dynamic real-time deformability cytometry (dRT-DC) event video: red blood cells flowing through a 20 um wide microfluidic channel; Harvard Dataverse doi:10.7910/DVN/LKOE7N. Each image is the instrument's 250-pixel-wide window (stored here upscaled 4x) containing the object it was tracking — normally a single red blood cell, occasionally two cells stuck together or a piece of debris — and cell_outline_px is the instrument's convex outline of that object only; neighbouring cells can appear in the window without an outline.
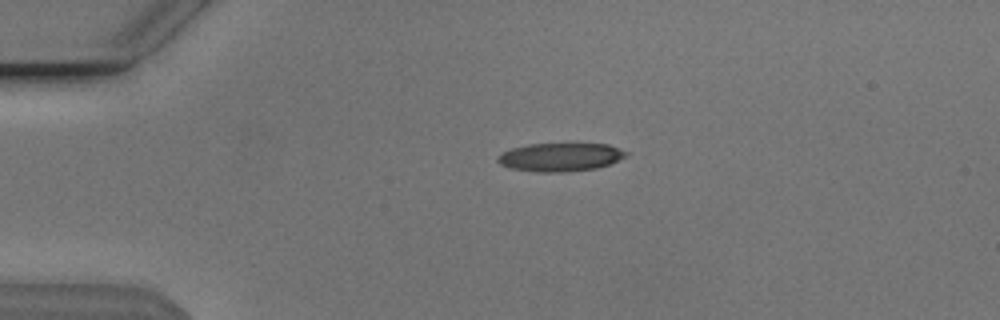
{"species": "Egyptian fruit bat (a non-hibernating species)", "species_latin": "Rousettus aegyptiacus", "temperature_condition": "cold", "stored_images_in_passage": 44, "camera_frame_rate_fps": 3000, "um_per_image_px": 0.085, "animal": {"sex": "male"}, "frame": {"image": 1, "passage_image": 3, "time_ms": 0.667, "image_size_px": [1000, 320], "cell_outline_px": [[628, 156], [608, 164], [596, 168], [564, 172], [536, 172], [508, 168], [500, 164], [496, 160], [496, 156], [500, 152], [512, 148], [528, 144], [608, 144], [628, 152]], "centroid_in_image_um": [47.57, 13.36], "position_along_channel_um": 37.4, "area_um2": 21.33}}
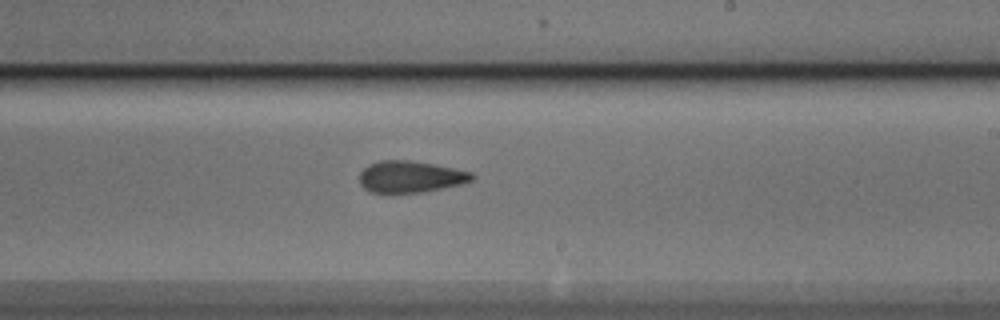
{"frame": {"image": 2, "passage_image": 23, "time_ms": 7.333, "image_size_px": [1000, 320], "cell_outline_px": [[476, 176], [472, 180], [460, 184], [420, 192], [388, 196], [372, 192], [364, 188], [360, 184], [360, 172], [368, 164], [380, 160], [408, 160], [432, 164], [472, 172]], "centroid_in_image_um": [34.82, 15.05], "position_along_channel_um": 254.2, "area_um2": 21.1}}
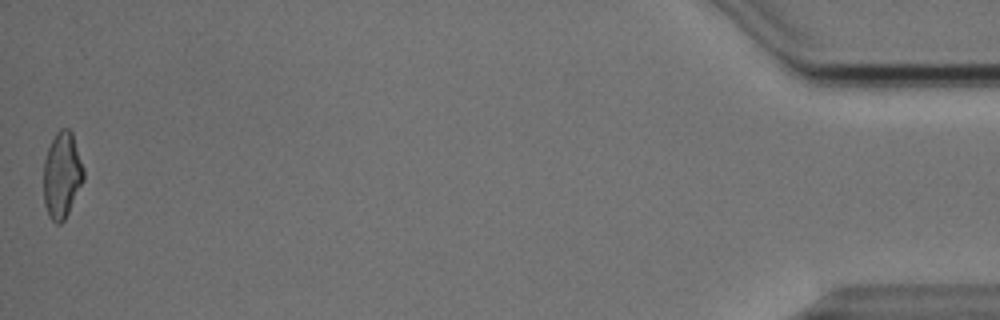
{"frame": {"image": 3, "passage_image": 44, "time_ms": 14.333, "image_size_px": [1000, 320], "cell_outline_px": [[84, 180], [64, 220], [60, 224], [56, 224], [48, 216], [44, 204], [44, 160], [48, 148], [56, 132], [60, 128], [68, 128], [72, 132], [84, 168]], "centroid_in_image_um": [5.27, 14.88], "position_along_channel_um": 429.9, "area_um2": 20.11}, "authors_computed_cell_mechanics": {"area_um2": 21.1259, "velocity_mm_per_s": 3.8539, "shape_relaxation_time_tau1_ms": 5.9998, "shape_relaxation_time_tau2_ms": 2.7909, "deformation_change_tau1": 0.1518, "deformation_change_tau2": 0.1129}}